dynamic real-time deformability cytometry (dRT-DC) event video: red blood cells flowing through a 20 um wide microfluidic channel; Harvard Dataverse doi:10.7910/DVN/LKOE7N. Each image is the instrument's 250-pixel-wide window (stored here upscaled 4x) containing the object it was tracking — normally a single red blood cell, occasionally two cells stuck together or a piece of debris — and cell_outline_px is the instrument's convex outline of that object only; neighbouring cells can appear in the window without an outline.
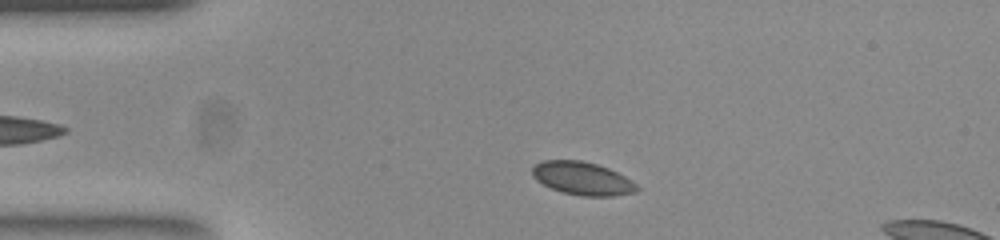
{"species": "common noctule bat (a hibernating species)", "species_latin": "Nyctalus noctula", "temperature_condition": "room temperature", "stored_images_in_passage": 48, "segment_of_instrument_passage": [1, 2], "camera_frame_rate_fps": 3000, "um_per_image_px": 0.085, "animal": {"sex": "female", "body_mass_g": 23.0, "forearm_length_mm": 53.4}, "frame": {"image": 1, "passage_image": 5, "time_ms": 1.333, "image_size_px": [1000, 240], "cell_outline_px": [[640, 188], [636, 192], [612, 196], [580, 196], [564, 192], [552, 188], [536, 180], [532, 176], [532, 168], [536, 164], [544, 160], [580, 160], [596, 164], [608, 168], [632, 180]], "centroid_in_image_um": [49.51, 15.17], "position_along_channel_um": 35.5, "area_um2": 20.06}}
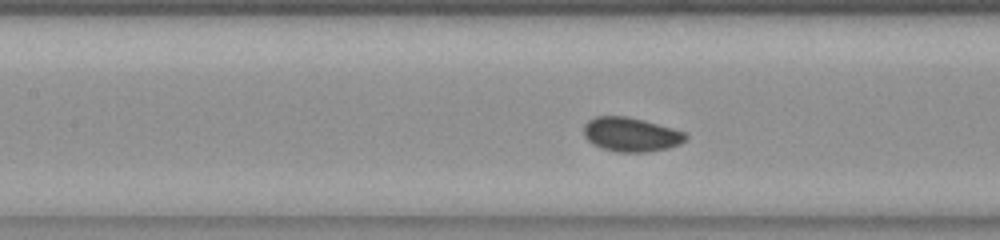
{"frame": {"image": 2, "passage_image": 17, "time_ms": 5.333, "image_size_px": [1000, 240], "cell_outline_px": [[688, 136], [680, 144], [668, 148], [648, 152], [620, 152], [600, 148], [592, 144], [584, 136], [584, 124], [588, 120], [596, 116], [628, 116], [644, 120], [672, 128], [684, 132]], "centroid_in_image_um": [53.61, 11.43], "position_along_channel_um": 153.8, "area_um2": 20.35}}
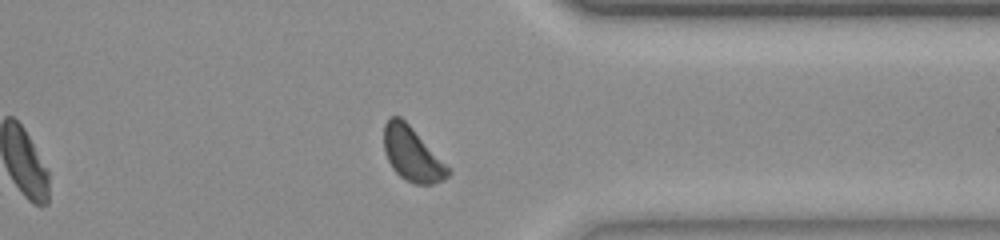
{"frame": {"image": 3, "passage_image": 35, "time_ms": 11.333, "image_size_px": [1000, 240], "cell_outline_px": [[452, 172], [444, 180], [432, 184], [412, 184], [404, 180], [392, 168], [384, 152], [384, 124], [388, 116], [400, 116], [452, 168]], "centroid_in_image_um": [35.05, 13.12], "position_along_channel_um": 376.3, "area_um2": 20.52}}